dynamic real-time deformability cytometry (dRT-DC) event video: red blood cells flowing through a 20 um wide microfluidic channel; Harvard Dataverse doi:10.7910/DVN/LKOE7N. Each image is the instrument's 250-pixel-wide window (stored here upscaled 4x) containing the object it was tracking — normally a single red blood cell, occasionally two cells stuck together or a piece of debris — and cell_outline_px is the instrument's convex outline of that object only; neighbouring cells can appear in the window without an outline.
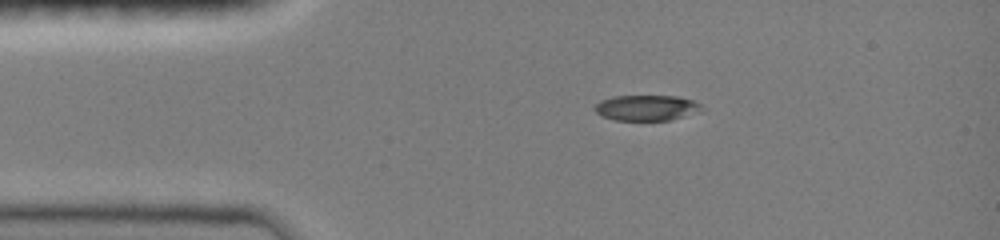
{"species": "common noctule bat (a hibernating species)", "species_latin": "Nyctalus noctula", "temperature_condition": "room temperature", "stored_images_in_passage": 4, "camera_frame_rate_fps": 3000, "um_per_image_px": 0.085, "animal": {"sex": "female", "body_mass_g": 19.0, "forearm_length_mm": 51.5}, "frame": {"image": 1, "passage_image": 2, "time_ms": 1.0, "image_size_px": [1000, 240], "cell_outline_px": [[708, 108], [672, 120], [616, 120], [600, 116], [592, 108], [600, 100], [612, 96], [680, 96], [692, 100]], "centroid_in_image_um": [54.95, 9.16], "position_along_channel_um": 30.1, "area_um2": 16.13}}